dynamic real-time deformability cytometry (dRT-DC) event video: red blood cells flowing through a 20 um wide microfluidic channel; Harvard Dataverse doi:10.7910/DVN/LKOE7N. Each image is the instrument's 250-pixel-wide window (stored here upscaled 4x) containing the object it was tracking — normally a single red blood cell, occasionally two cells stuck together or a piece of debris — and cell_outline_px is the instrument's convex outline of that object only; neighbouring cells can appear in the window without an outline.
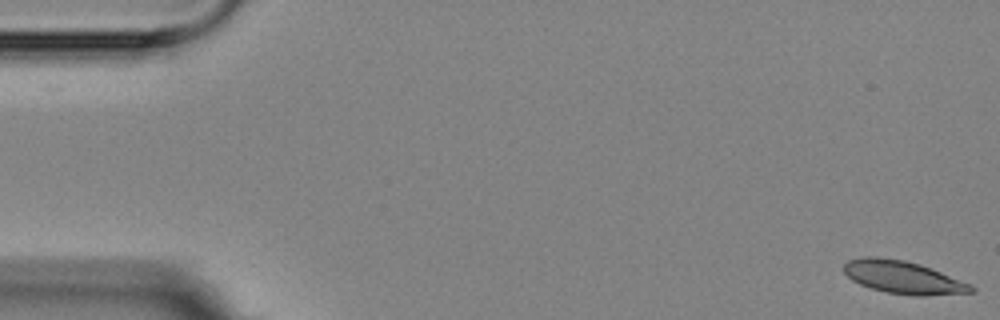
{"species": "Egyptian fruit bat (a non-hibernating species)", "species_latin": "Rousettus aegyptiacus", "temperature_condition": "room temperature", "stored_images_in_passage": 6, "camera_frame_rate_fps": 3000, "um_per_image_px": 0.085, "animal": {"sex": "female"}, "frame": {"image": 1, "passage_image": 1, "time_ms": 0.0, "image_size_px": [1000, 320], "cell_outline_px": [[976, 292], [924, 296], [912, 296], [888, 292], [872, 288], [860, 284], [852, 280], [844, 272], [844, 264], [848, 260], [864, 256], [876, 256], [904, 260], [920, 264], [972, 284], [976, 288]], "centroid_in_image_um": [76.8, 23.57], "position_along_channel_um": 8.2, "area_um2": 24.39}}
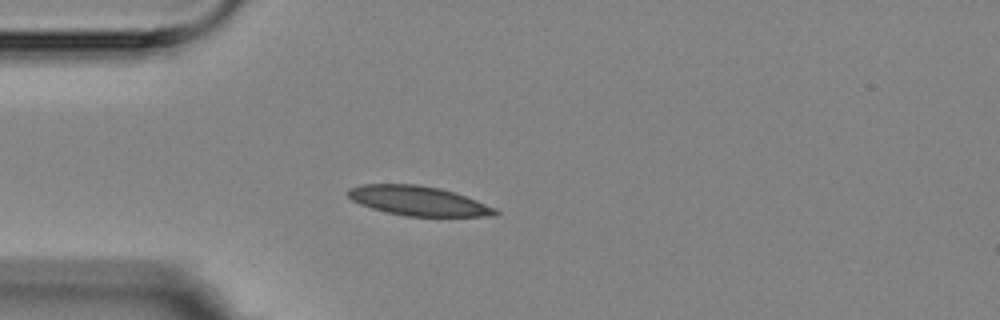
{"frame": {"image": 2, "passage_image": 5, "time_ms": 4.667, "image_size_px": [1000, 320], "cell_outline_px": [[500, 212], [496, 216], [404, 216], [372, 208], [360, 204], [352, 200], [348, 196], [348, 188], [360, 184], [416, 184], [440, 188], [456, 192], [496, 208]], "centroid_in_image_um": [35.57, 17.06], "position_along_channel_um": 49.4, "area_um2": 25.37}}